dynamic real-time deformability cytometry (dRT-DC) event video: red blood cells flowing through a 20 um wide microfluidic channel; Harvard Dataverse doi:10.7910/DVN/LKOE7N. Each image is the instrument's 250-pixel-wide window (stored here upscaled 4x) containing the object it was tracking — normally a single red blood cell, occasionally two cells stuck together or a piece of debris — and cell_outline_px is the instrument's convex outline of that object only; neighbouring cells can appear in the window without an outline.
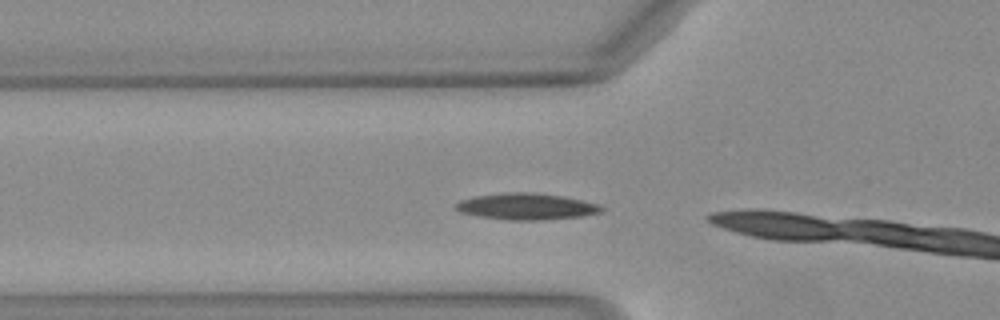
{"species": "Egyptian fruit bat (a non-hibernating species)", "species_latin": "Rousettus aegyptiacus", "temperature_condition": "warm", "stored_images_in_passage": 4, "camera_frame_rate_fps": 3000, "um_per_image_px": 0.085, "animal": {"sex": "female"}, "frame": {"image": 1, "passage_image": 2, "time_ms": 0.333, "image_size_px": [1000, 320], "cell_outline_px": [[604, 212], [580, 216], [544, 220], [508, 220], [476, 216], [460, 212], [452, 208], [452, 204], [460, 200], [476, 196], [508, 192], [524, 192], [560, 196], [580, 200], [596, 204], [604, 208]], "centroid_in_image_um": [44.66, 17.56], "position_along_channel_um": 81.1, "area_um2": 22.37}}